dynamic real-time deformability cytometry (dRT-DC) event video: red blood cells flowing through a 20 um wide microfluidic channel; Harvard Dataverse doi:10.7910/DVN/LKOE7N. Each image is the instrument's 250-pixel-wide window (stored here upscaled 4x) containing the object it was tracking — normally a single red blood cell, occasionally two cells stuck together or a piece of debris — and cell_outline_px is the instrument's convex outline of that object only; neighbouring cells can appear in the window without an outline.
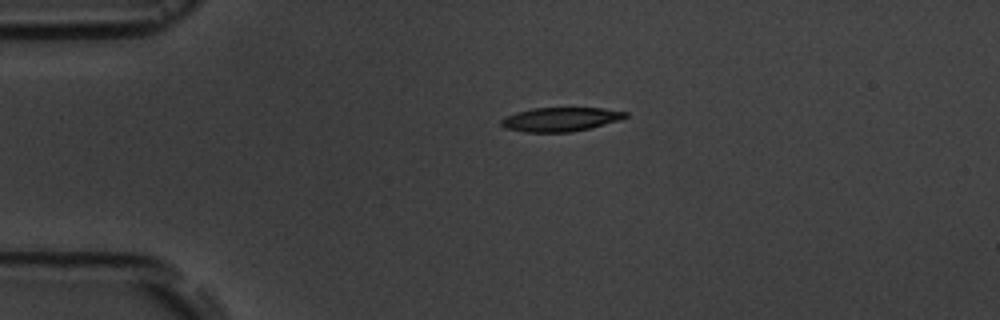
{"species": "common noctule bat (a hibernating species)", "species_latin": "Nyctalus noctula", "temperature_condition": "room temperature", "stored_images_in_passage": 2, "camera_frame_rate_fps": 3000, "um_per_image_px": 0.085, "animal": {"sex": "male", "body_mass_g": 19.5, "forearm_length_mm": 54.6}, "frame": {"image": 1, "passage_image": 1, "time_ms": 0.0, "image_size_px": [1000, 320], "cell_outline_px": [[628, 116], [620, 120], [572, 132], [524, 132], [504, 128], [500, 124], [500, 120], [516, 112], [532, 108], [604, 108], [628, 112]], "centroid_in_image_um": [47.63, 10.14], "position_along_channel_um": 37.4, "area_um2": 17.34}}